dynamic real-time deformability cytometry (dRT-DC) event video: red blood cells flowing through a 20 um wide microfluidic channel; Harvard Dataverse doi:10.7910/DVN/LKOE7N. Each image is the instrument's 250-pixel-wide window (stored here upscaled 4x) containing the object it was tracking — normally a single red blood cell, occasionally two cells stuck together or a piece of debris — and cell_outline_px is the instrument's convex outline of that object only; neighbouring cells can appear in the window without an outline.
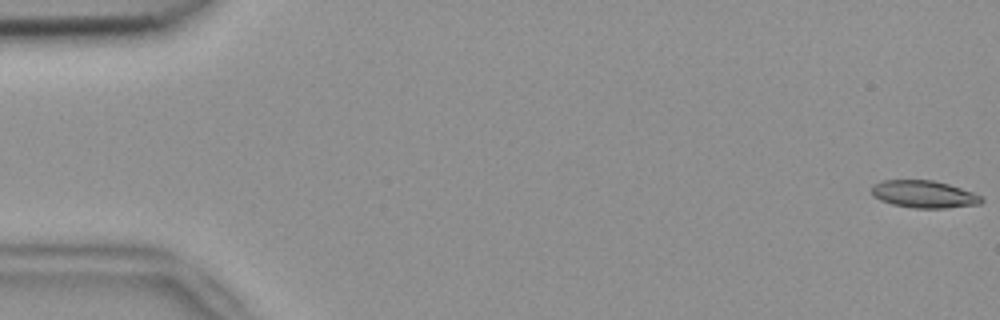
{"species": "common noctule bat (a hibernating species)", "species_latin": "Nyctalus noctula", "temperature_condition": "room temperature", "stored_images_in_passage": 54, "camera_frame_rate_fps": 3000, "um_per_image_px": 0.085, "animal": {"sex": "female", "body_mass_g": 18.4}, "frame": {"image": 1, "passage_image": 1, "time_ms": 0.0, "image_size_px": [1000, 320], "cell_outline_px": [[984, 200], [980, 204], [944, 208], [912, 208], [892, 204], [880, 200], [872, 196], [872, 184], [880, 180], [932, 180], [948, 184], [972, 192], [980, 196]], "centroid_in_image_um": [78.49, 16.5], "position_along_channel_um": 6.5, "area_um2": 17.51}}
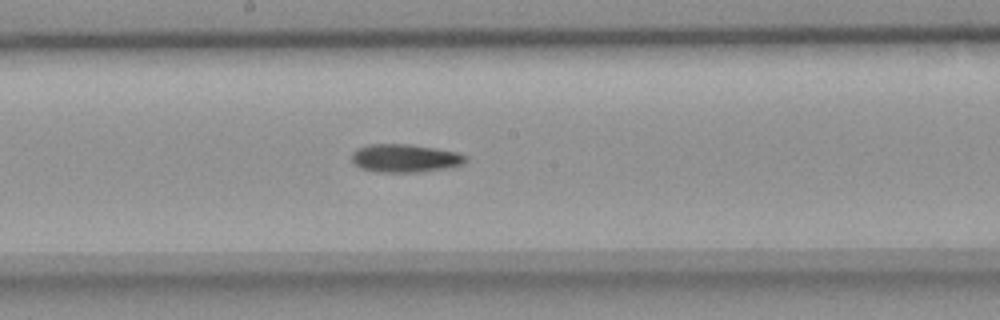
{"frame": {"image": 2, "passage_image": 29, "time_ms": 9.333, "image_size_px": [1000, 320], "cell_outline_px": [[468, 160], [464, 164], [456, 168], [424, 172], [376, 172], [360, 168], [352, 164], [352, 152], [356, 148], [368, 144], [408, 144], [436, 148], [456, 152], [468, 156]], "centroid_in_image_um": [34.47, 13.46], "position_along_channel_um": 213.7, "area_um2": 19.31}}
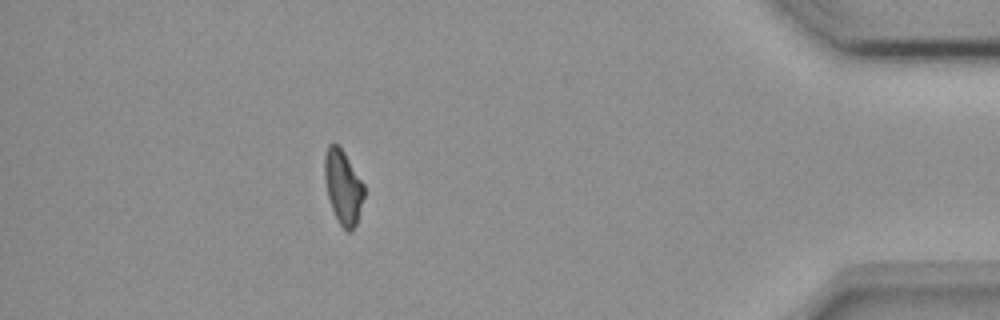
{"frame": {"image": 3, "passage_image": 48, "time_ms": 15.667, "image_size_px": [1000, 320], "cell_outline_px": [[364, 196], [356, 224], [352, 232], [348, 232], [340, 224], [332, 208], [328, 196], [324, 180], [324, 156], [328, 144], [336, 144], [344, 152], [364, 184]], "centroid_in_image_um": [29.15, 15.89], "position_along_channel_um": 406.0, "area_um2": 16.88}, "authors_computed_cell_mechanics": {"area_um2": 17.9758, "velocity_mm_per_s": 3.8232, "shape_relaxation_time_tau1_ms": 6.6569, "shape_relaxation_time_tau2_ms": null, "deformation_change_tau1": 0.1567, "deformation_change_tau2": null}}